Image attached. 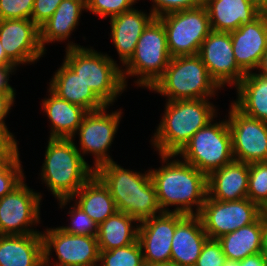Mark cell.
I'll return each mask as SVG.
<instances>
[{"label":"cell","instance_id":"cell-13","mask_svg":"<svg viewBox=\"0 0 267 266\" xmlns=\"http://www.w3.org/2000/svg\"><path fill=\"white\" fill-rule=\"evenodd\" d=\"M262 208L244 198L238 201H218L208 195L198 214L209 239H218L243 226L254 223Z\"/></svg>","mask_w":267,"mask_h":266},{"label":"cell","instance_id":"cell-5","mask_svg":"<svg viewBox=\"0 0 267 266\" xmlns=\"http://www.w3.org/2000/svg\"><path fill=\"white\" fill-rule=\"evenodd\" d=\"M221 90L198 54L172 57L163 75L149 89L163 96L165 101L214 100Z\"/></svg>","mask_w":267,"mask_h":266},{"label":"cell","instance_id":"cell-43","mask_svg":"<svg viewBox=\"0 0 267 266\" xmlns=\"http://www.w3.org/2000/svg\"><path fill=\"white\" fill-rule=\"evenodd\" d=\"M239 266H267V258L260 252L238 261Z\"/></svg>","mask_w":267,"mask_h":266},{"label":"cell","instance_id":"cell-24","mask_svg":"<svg viewBox=\"0 0 267 266\" xmlns=\"http://www.w3.org/2000/svg\"><path fill=\"white\" fill-rule=\"evenodd\" d=\"M47 96L42 99L43 115L49 121V138H72L88 112L83 107L58 97L47 87Z\"/></svg>","mask_w":267,"mask_h":266},{"label":"cell","instance_id":"cell-6","mask_svg":"<svg viewBox=\"0 0 267 266\" xmlns=\"http://www.w3.org/2000/svg\"><path fill=\"white\" fill-rule=\"evenodd\" d=\"M64 51L63 61L107 106H113L119 96L126 92L122 68L107 52H99L94 46Z\"/></svg>","mask_w":267,"mask_h":266},{"label":"cell","instance_id":"cell-19","mask_svg":"<svg viewBox=\"0 0 267 266\" xmlns=\"http://www.w3.org/2000/svg\"><path fill=\"white\" fill-rule=\"evenodd\" d=\"M149 10L135 8L109 18L112 46L115 47L122 68L132 57L143 30L154 19Z\"/></svg>","mask_w":267,"mask_h":266},{"label":"cell","instance_id":"cell-47","mask_svg":"<svg viewBox=\"0 0 267 266\" xmlns=\"http://www.w3.org/2000/svg\"><path fill=\"white\" fill-rule=\"evenodd\" d=\"M144 266H177L172 262H164V263H154V264H145Z\"/></svg>","mask_w":267,"mask_h":266},{"label":"cell","instance_id":"cell-48","mask_svg":"<svg viewBox=\"0 0 267 266\" xmlns=\"http://www.w3.org/2000/svg\"><path fill=\"white\" fill-rule=\"evenodd\" d=\"M224 266H239L238 261L226 260Z\"/></svg>","mask_w":267,"mask_h":266},{"label":"cell","instance_id":"cell-21","mask_svg":"<svg viewBox=\"0 0 267 266\" xmlns=\"http://www.w3.org/2000/svg\"><path fill=\"white\" fill-rule=\"evenodd\" d=\"M209 239L198 215H186L175 228L170 262L177 266H195Z\"/></svg>","mask_w":267,"mask_h":266},{"label":"cell","instance_id":"cell-22","mask_svg":"<svg viewBox=\"0 0 267 266\" xmlns=\"http://www.w3.org/2000/svg\"><path fill=\"white\" fill-rule=\"evenodd\" d=\"M213 31L232 32L250 23L264 10L252 0H204Z\"/></svg>","mask_w":267,"mask_h":266},{"label":"cell","instance_id":"cell-12","mask_svg":"<svg viewBox=\"0 0 267 266\" xmlns=\"http://www.w3.org/2000/svg\"><path fill=\"white\" fill-rule=\"evenodd\" d=\"M43 193L35 191L26 178L10 193L0 198V234L29 235L41 233ZM35 228V229H34Z\"/></svg>","mask_w":267,"mask_h":266},{"label":"cell","instance_id":"cell-25","mask_svg":"<svg viewBox=\"0 0 267 266\" xmlns=\"http://www.w3.org/2000/svg\"><path fill=\"white\" fill-rule=\"evenodd\" d=\"M53 74L48 87L58 97L87 111L99 110L106 106L64 61Z\"/></svg>","mask_w":267,"mask_h":266},{"label":"cell","instance_id":"cell-46","mask_svg":"<svg viewBox=\"0 0 267 266\" xmlns=\"http://www.w3.org/2000/svg\"><path fill=\"white\" fill-rule=\"evenodd\" d=\"M0 65H14L6 56L5 50L0 42Z\"/></svg>","mask_w":267,"mask_h":266},{"label":"cell","instance_id":"cell-38","mask_svg":"<svg viewBox=\"0 0 267 266\" xmlns=\"http://www.w3.org/2000/svg\"><path fill=\"white\" fill-rule=\"evenodd\" d=\"M226 256L217 239H208L204 244L195 266H224Z\"/></svg>","mask_w":267,"mask_h":266},{"label":"cell","instance_id":"cell-20","mask_svg":"<svg viewBox=\"0 0 267 266\" xmlns=\"http://www.w3.org/2000/svg\"><path fill=\"white\" fill-rule=\"evenodd\" d=\"M83 11L87 12L86 0L61 1L53 15L39 28L40 44L45 52L47 51L46 46L55 42H61L59 44L68 42L65 49L83 47V45L70 40L74 35L73 32L80 25Z\"/></svg>","mask_w":267,"mask_h":266},{"label":"cell","instance_id":"cell-14","mask_svg":"<svg viewBox=\"0 0 267 266\" xmlns=\"http://www.w3.org/2000/svg\"><path fill=\"white\" fill-rule=\"evenodd\" d=\"M227 110V123L232 137L235 161L247 164L267 161V123L249 117L231 102Z\"/></svg>","mask_w":267,"mask_h":266},{"label":"cell","instance_id":"cell-45","mask_svg":"<svg viewBox=\"0 0 267 266\" xmlns=\"http://www.w3.org/2000/svg\"><path fill=\"white\" fill-rule=\"evenodd\" d=\"M254 72L267 78V49L262 55L260 63Z\"/></svg>","mask_w":267,"mask_h":266},{"label":"cell","instance_id":"cell-17","mask_svg":"<svg viewBox=\"0 0 267 266\" xmlns=\"http://www.w3.org/2000/svg\"><path fill=\"white\" fill-rule=\"evenodd\" d=\"M185 216L183 213L162 212L139 223L138 241L145 264L170 262L175 228Z\"/></svg>","mask_w":267,"mask_h":266},{"label":"cell","instance_id":"cell-8","mask_svg":"<svg viewBox=\"0 0 267 266\" xmlns=\"http://www.w3.org/2000/svg\"><path fill=\"white\" fill-rule=\"evenodd\" d=\"M219 117L220 113L205 127L199 129L177 154L207 177L234 161L227 116L225 115L223 120L217 119Z\"/></svg>","mask_w":267,"mask_h":266},{"label":"cell","instance_id":"cell-18","mask_svg":"<svg viewBox=\"0 0 267 266\" xmlns=\"http://www.w3.org/2000/svg\"><path fill=\"white\" fill-rule=\"evenodd\" d=\"M237 65L245 72H254L267 49V11L250 23L230 32Z\"/></svg>","mask_w":267,"mask_h":266},{"label":"cell","instance_id":"cell-10","mask_svg":"<svg viewBox=\"0 0 267 266\" xmlns=\"http://www.w3.org/2000/svg\"><path fill=\"white\" fill-rule=\"evenodd\" d=\"M158 19L165 27L171 57L198 54L202 42L212 31L204 5L172 12Z\"/></svg>","mask_w":267,"mask_h":266},{"label":"cell","instance_id":"cell-32","mask_svg":"<svg viewBox=\"0 0 267 266\" xmlns=\"http://www.w3.org/2000/svg\"><path fill=\"white\" fill-rule=\"evenodd\" d=\"M142 248L139 241L112 250H100L98 266H144Z\"/></svg>","mask_w":267,"mask_h":266},{"label":"cell","instance_id":"cell-39","mask_svg":"<svg viewBox=\"0 0 267 266\" xmlns=\"http://www.w3.org/2000/svg\"><path fill=\"white\" fill-rule=\"evenodd\" d=\"M62 0H34L31 20L40 28L56 11Z\"/></svg>","mask_w":267,"mask_h":266},{"label":"cell","instance_id":"cell-30","mask_svg":"<svg viewBox=\"0 0 267 266\" xmlns=\"http://www.w3.org/2000/svg\"><path fill=\"white\" fill-rule=\"evenodd\" d=\"M218 242L227 260L240 261L261 252V216L249 225L219 237Z\"/></svg>","mask_w":267,"mask_h":266},{"label":"cell","instance_id":"cell-15","mask_svg":"<svg viewBox=\"0 0 267 266\" xmlns=\"http://www.w3.org/2000/svg\"><path fill=\"white\" fill-rule=\"evenodd\" d=\"M198 55L210 77L223 90L226 86L233 90L246 75L236 63L230 32L212 30L202 42Z\"/></svg>","mask_w":267,"mask_h":266},{"label":"cell","instance_id":"cell-35","mask_svg":"<svg viewBox=\"0 0 267 266\" xmlns=\"http://www.w3.org/2000/svg\"><path fill=\"white\" fill-rule=\"evenodd\" d=\"M140 0H86L87 12L106 20L133 9Z\"/></svg>","mask_w":267,"mask_h":266},{"label":"cell","instance_id":"cell-26","mask_svg":"<svg viewBox=\"0 0 267 266\" xmlns=\"http://www.w3.org/2000/svg\"><path fill=\"white\" fill-rule=\"evenodd\" d=\"M0 266H44L42 233L1 235Z\"/></svg>","mask_w":267,"mask_h":266},{"label":"cell","instance_id":"cell-23","mask_svg":"<svg viewBox=\"0 0 267 266\" xmlns=\"http://www.w3.org/2000/svg\"><path fill=\"white\" fill-rule=\"evenodd\" d=\"M249 164L233 161L207 177L208 196L218 201L247 198Z\"/></svg>","mask_w":267,"mask_h":266},{"label":"cell","instance_id":"cell-1","mask_svg":"<svg viewBox=\"0 0 267 266\" xmlns=\"http://www.w3.org/2000/svg\"><path fill=\"white\" fill-rule=\"evenodd\" d=\"M158 156L160 167L149 171L162 212L198 215L208 195L207 176L177 154Z\"/></svg>","mask_w":267,"mask_h":266},{"label":"cell","instance_id":"cell-49","mask_svg":"<svg viewBox=\"0 0 267 266\" xmlns=\"http://www.w3.org/2000/svg\"><path fill=\"white\" fill-rule=\"evenodd\" d=\"M265 11V0H252Z\"/></svg>","mask_w":267,"mask_h":266},{"label":"cell","instance_id":"cell-9","mask_svg":"<svg viewBox=\"0 0 267 266\" xmlns=\"http://www.w3.org/2000/svg\"><path fill=\"white\" fill-rule=\"evenodd\" d=\"M110 107L106 105L102 109L88 111L78 130L72 136L75 146L85 161L87 160L86 156L93 155L92 168L94 170L105 163L114 161L110 155V150L118 133L120 123L123 121L121 119L124 116V112L121 108L114 111L108 110ZM76 137L79 140V145L75 139Z\"/></svg>","mask_w":267,"mask_h":266},{"label":"cell","instance_id":"cell-16","mask_svg":"<svg viewBox=\"0 0 267 266\" xmlns=\"http://www.w3.org/2000/svg\"><path fill=\"white\" fill-rule=\"evenodd\" d=\"M0 42L17 68L37 64L47 54L40 44L39 27L29 19L0 20Z\"/></svg>","mask_w":267,"mask_h":266},{"label":"cell","instance_id":"cell-28","mask_svg":"<svg viewBox=\"0 0 267 266\" xmlns=\"http://www.w3.org/2000/svg\"><path fill=\"white\" fill-rule=\"evenodd\" d=\"M71 199L98 225L118 211L108 188L95 174Z\"/></svg>","mask_w":267,"mask_h":266},{"label":"cell","instance_id":"cell-29","mask_svg":"<svg viewBox=\"0 0 267 266\" xmlns=\"http://www.w3.org/2000/svg\"><path fill=\"white\" fill-rule=\"evenodd\" d=\"M139 221L117 211L98 225L97 240L99 250H112L128 246L138 241Z\"/></svg>","mask_w":267,"mask_h":266},{"label":"cell","instance_id":"cell-4","mask_svg":"<svg viewBox=\"0 0 267 266\" xmlns=\"http://www.w3.org/2000/svg\"><path fill=\"white\" fill-rule=\"evenodd\" d=\"M38 179L55 200L71 198L94 174L72 138H49Z\"/></svg>","mask_w":267,"mask_h":266},{"label":"cell","instance_id":"cell-37","mask_svg":"<svg viewBox=\"0 0 267 266\" xmlns=\"http://www.w3.org/2000/svg\"><path fill=\"white\" fill-rule=\"evenodd\" d=\"M152 6L150 10L155 18L166 14L192 9L203 5L204 0H149Z\"/></svg>","mask_w":267,"mask_h":266},{"label":"cell","instance_id":"cell-33","mask_svg":"<svg viewBox=\"0 0 267 266\" xmlns=\"http://www.w3.org/2000/svg\"><path fill=\"white\" fill-rule=\"evenodd\" d=\"M247 198L267 209V161L249 164Z\"/></svg>","mask_w":267,"mask_h":266},{"label":"cell","instance_id":"cell-31","mask_svg":"<svg viewBox=\"0 0 267 266\" xmlns=\"http://www.w3.org/2000/svg\"><path fill=\"white\" fill-rule=\"evenodd\" d=\"M56 202H58L57 205H59L58 208H60L61 211L62 209L65 210V208L69 205L68 214L66 213V215H69L70 219L67 220V226L59 225L58 227L60 229L68 234L97 236L98 224L91 219L80 206H78L74 201L72 202L71 198L59 199Z\"/></svg>","mask_w":267,"mask_h":266},{"label":"cell","instance_id":"cell-42","mask_svg":"<svg viewBox=\"0 0 267 266\" xmlns=\"http://www.w3.org/2000/svg\"><path fill=\"white\" fill-rule=\"evenodd\" d=\"M18 68L15 65H0V93H17L16 89L9 83L12 75H15Z\"/></svg>","mask_w":267,"mask_h":266},{"label":"cell","instance_id":"cell-11","mask_svg":"<svg viewBox=\"0 0 267 266\" xmlns=\"http://www.w3.org/2000/svg\"><path fill=\"white\" fill-rule=\"evenodd\" d=\"M42 230L44 266L99 265L100 250L96 236L68 234L58 226H47Z\"/></svg>","mask_w":267,"mask_h":266},{"label":"cell","instance_id":"cell-7","mask_svg":"<svg viewBox=\"0 0 267 266\" xmlns=\"http://www.w3.org/2000/svg\"><path fill=\"white\" fill-rule=\"evenodd\" d=\"M171 58L165 27L154 18L143 30L132 57L122 67L125 85L128 88V79L135 77L133 83L137 89L149 90L163 75Z\"/></svg>","mask_w":267,"mask_h":266},{"label":"cell","instance_id":"cell-40","mask_svg":"<svg viewBox=\"0 0 267 266\" xmlns=\"http://www.w3.org/2000/svg\"><path fill=\"white\" fill-rule=\"evenodd\" d=\"M18 146L19 141L0 125V158L2 160L10 158L20 150Z\"/></svg>","mask_w":267,"mask_h":266},{"label":"cell","instance_id":"cell-36","mask_svg":"<svg viewBox=\"0 0 267 266\" xmlns=\"http://www.w3.org/2000/svg\"><path fill=\"white\" fill-rule=\"evenodd\" d=\"M33 7L34 0H0V20H31Z\"/></svg>","mask_w":267,"mask_h":266},{"label":"cell","instance_id":"cell-34","mask_svg":"<svg viewBox=\"0 0 267 266\" xmlns=\"http://www.w3.org/2000/svg\"><path fill=\"white\" fill-rule=\"evenodd\" d=\"M20 151L0 162V198L10 193L25 178Z\"/></svg>","mask_w":267,"mask_h":266},{"label":"cell","instance_id":"cell-50","mask_svg":"<svg viewBox=\"0 0 267 266\" xmlns=\"http://www.w3.org/2000/svg\"><path fill=\"white\" fill-rule=\"evenodd\" d=\"M265 11H267V0H265Z\"/></svg>","mask_w":267,"mask_h":266},{"label":"cell","instance_id":"cell-44","mask_svg":"<svg viewBox=\"0 0 267 266\" xmlns=\"http://www.w3.org/2000/svg\"><path fill=\"white\" fill-rule=\"evenodd\" d=\"M260 216L262 223L261 253L267 258V209H262V213Z\"/></svg>","mask_w":267,"mask_h":266},{"label":"cell","instance_id":"cell-27","mask_svg":"<svg viewBox=\"0 0 267 266\" xmlns=\"http://www.w3.org/2000/svg\"><path fill=\"white\" fill-rule=\"evenodd\" d=\"M234 90L237 96L230 102L245 115L267 123V78L246 73Z\"/></svg>","mask_w":267,"mask_h":266},{"label":"cell","instance_id":"cell-3","mask_svg":"<svg viewBox=\"0 0 267 266\" xmlns=\"http://www.w3.org/2000/svg\"><path fill=\"white\" fill-rule=\"evenodd\" d=\"M143 172L126 169L116 161L105 163L95 170V175L108 188L118 211L139 222L162 213L149 168Z\"/></svg>","mask_w":267,"mask_h":266},{"label":"cell","instance_id":"cell-41","mask_svg":"<svg viewBox=\"0 0 267 266\" xmlns=\"http://www.w3.org/2000/svg\"><path fill=\"white\" fill-rule=\"evenodd\" d=\"M15 102L16 93H0V125L17 140V137L14 135L15 133L11 132L6 124V119L10 115L12 107L15 106Z\"/></svg>","mask_w":267,"mask_h":266},{"label":"cell","instance_id":"cell-2","mask_svg":"<svg viewBox=\"0 0 267 266\" xmlns=\"http://www.w3.org/2000/svg\"><path fill=\"white\" fill-rule=\"evenodd\" d=\"M212 99L165 101L164 113L150 137L156 154H178L191 137L220 112Z\"/></svg>","mask_w":267,"mask_h":266}]
</instances>
